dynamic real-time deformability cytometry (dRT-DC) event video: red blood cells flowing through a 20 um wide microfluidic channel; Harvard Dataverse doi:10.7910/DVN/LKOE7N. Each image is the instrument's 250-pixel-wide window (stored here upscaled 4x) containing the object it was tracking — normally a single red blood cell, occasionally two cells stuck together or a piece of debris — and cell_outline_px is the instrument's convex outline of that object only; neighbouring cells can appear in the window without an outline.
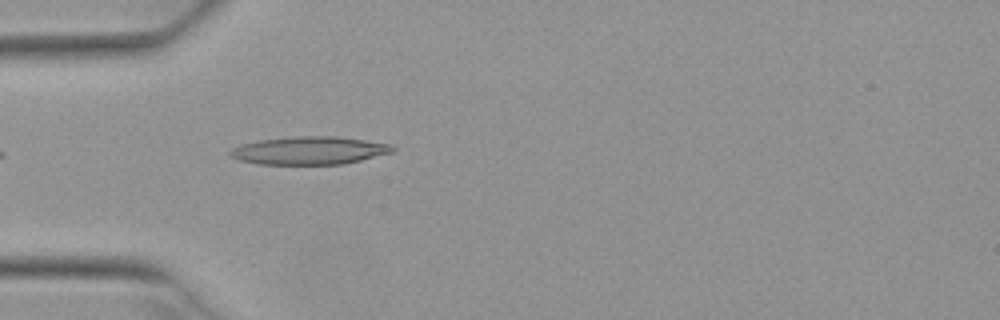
{"species": "Egyptian fruit bat (a non-hibernating species)", "species_latin": "Rousettus aegyptiacus", "temperature_condition": "warm", "stored_images_in_passage": 4, "camera_frame_rate_fps": 3000, "um_per_image_px": 0.085, "animal": {"sex": "female"}, "frame": {"image": 1, "passage_image": 4, "time_ms": 1.0, "image_size_px": [1000, 320], "cell_outline_px": [[396, 148], [392, 152], [344, 164], [260, 164], [240, 160], [228, 156], [228, 152], [232, 148], [240, 144], [260, 140], [292, 136], [336, 136], [392, 144]], "centroid_in_image_um": [26.27, 12.79], "position_along_channel_um": 58.7, "area_um2": 26.47}}